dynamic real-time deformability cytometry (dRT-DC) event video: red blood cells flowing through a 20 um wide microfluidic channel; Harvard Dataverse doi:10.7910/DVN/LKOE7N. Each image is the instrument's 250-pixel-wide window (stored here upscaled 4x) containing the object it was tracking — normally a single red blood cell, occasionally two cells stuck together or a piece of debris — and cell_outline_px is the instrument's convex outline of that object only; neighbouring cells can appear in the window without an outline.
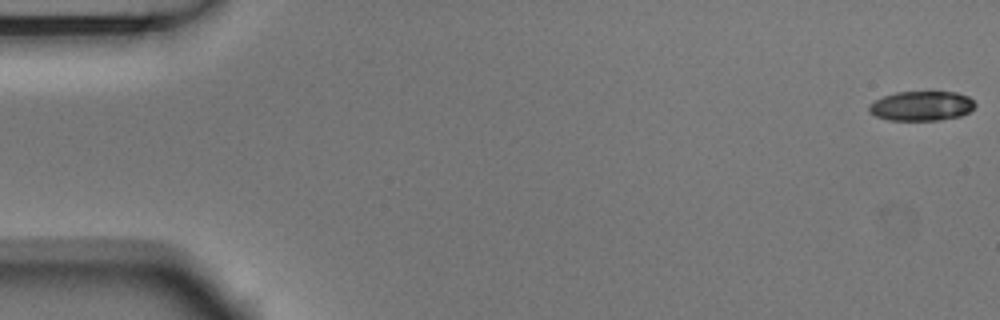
{"species": "Egyptian fruit bat (a non-hibernating species)", "species_latin": "Rousettus aegyptiacus", "temperature_condition": "room temperature", "stored_images_in_passage": 5, "camera_frame_rate_fps": 3000, "um_per_image_px": 0.085, "animal": {"sex": "male"}, "frame": {"image": 1, "passage_image": 1, "time_ms": 0.0, "image_size_px": [1000, 320], "cell_outline_px": [[976, 104], [968, 112], [960, 116], [936, 120], [888, 120], [876, 116], [868, 112], [868, 104], [884, 96], [896, 92], [956, 92], [968, 96]], "centroid_in_image_um": [78.29, 9.0], "position_along_channel_um": 6.7, "area_um2": 18.21}}
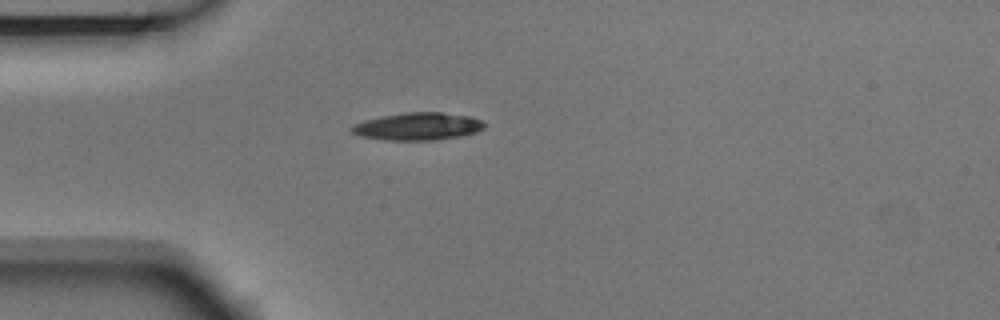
{"frame": {"image": 2, "passage_image": 5, "time_ms": 1.333, "image_size_px": [1000, 320], "cell_outline_px": [[484, 128], [476, 132], [460, 136], [436, 140], [384, 140], [360, 136], [352, 132], [348, 128], [352, 124], [364, 120], [384, 116], [408, 112], [444, 112], [468, 116], [480, 120], [484, 124]], "centroid_in_image_um": [35.47, 10.75], "position_along_channel_um": 49.5, "area_um2": 21.27}}